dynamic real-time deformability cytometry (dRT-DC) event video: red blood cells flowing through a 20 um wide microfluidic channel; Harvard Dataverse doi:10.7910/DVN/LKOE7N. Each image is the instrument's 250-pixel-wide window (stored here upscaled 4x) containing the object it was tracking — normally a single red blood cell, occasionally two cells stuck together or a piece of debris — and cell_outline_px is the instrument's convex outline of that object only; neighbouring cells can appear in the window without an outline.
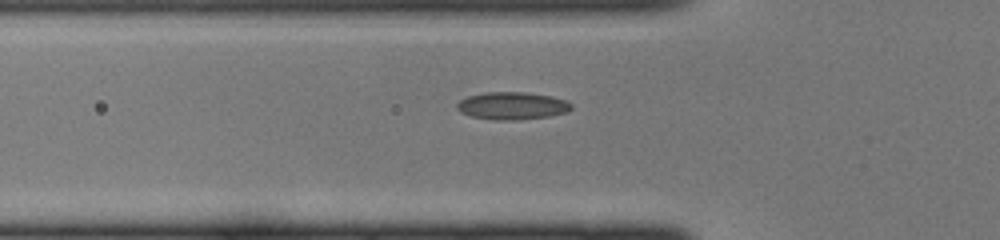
{"species": "common noctule bat (a hibernating species)", "species_latin": "Nyctalus noctula", "temperature_condition": "cold", "stored_images_in_passage": 31, "camera_frame_rate_fps": 3000, "um_per_image_px": 0.085, "animal": {"sex": "female", "body_mass_g": 22.0, "forearm_length_mm": 56.7}, "frame": {"image": 1, "passage_image": 9, "time_ms": 2.667, "image_size_px": [1000, 240], "cell_outline_px": [[572, 108], [568, 112], [548, 116], [516, 120], [496, 120], [472, 116], [460, 112], [456, 108], [456, 104], [460, 100], [468, 96], [484, 92], [524, 92], [552, 96], [568, 100], [572, 104]], "centroid_in_image_um": [43.55, 8.98], "position_along_channel_um": 82.2, "area_um2": 18.44}}
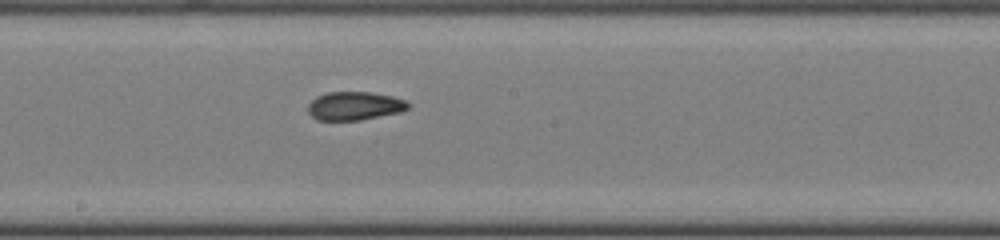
{"frame": {"image": 2, "passage_image": 18, "time_ms": 5.667, "image_size_px": [1000, 240], "cell_outline_px": [[412, 104], [408, 108], [400, 112], [360, 120], [316, 120], [308, 112], [308, 104], [316, 96], [328, 92], [372, 92], [392, 96], [404, 100]], "centroid_in_image_um": [30.13, 9.0], "position_along_channel_um": 218.1, "area_um2": 16.65}}
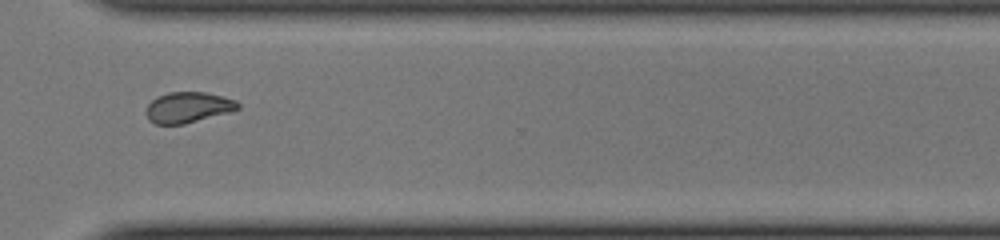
{"frame": {"image": 3, "passage_image": 27, "time_ms": 8.667, "image_size_px": [1000, 240], "cell_outline_px": [[240, 108], [228, 112], [184, 124], [156, 124], [148, 120], [144, 112], [148, 104], [156, 96], [168, 92], [204, 92], [224, 96], [236, 100], [240, 104]], "centroid_in_image_um": [15.95, 9.12], "position_along_channel_um": 354.6, "area_um2": 16.53}}